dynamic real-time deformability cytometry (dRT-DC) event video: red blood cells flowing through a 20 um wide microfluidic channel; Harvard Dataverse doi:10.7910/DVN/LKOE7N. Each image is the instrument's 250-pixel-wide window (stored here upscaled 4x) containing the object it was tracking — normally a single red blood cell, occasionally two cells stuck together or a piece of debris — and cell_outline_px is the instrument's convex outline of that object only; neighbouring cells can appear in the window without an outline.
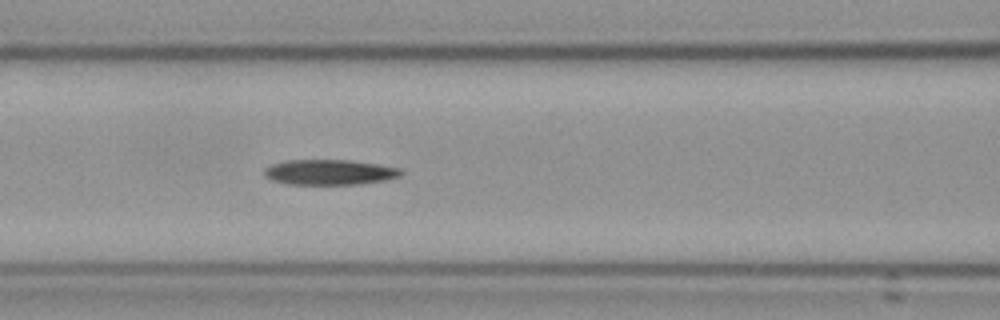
{"species": "Egyptian fruit bat (a non-hibernating species)", "species_latin": "Rousettus aegyptiacus", "temperature_condition": "cold", "stored_images_in_passage": 35, "camera_frame_rate_fps": 3000, "um_per_image_px": 0.085, "frame": {"image": 1, "passage_image": 11, "time_ms": 3.333, "image_size_px": [1000, 320], "cell_outline_px": [[404, 172], [400, 176], [384, 180], [356, 184], [288, 184], [272, 180], [264, 176], [264, 168], [272, 164], [284, 160], [352, 160], [380, 164], [400, 168]], "centroid_in_image_um": [28.0, 14.62], "position_along_channel_um": 138.6, "area_um2": 20.23}, "authors_computed_cell_mechanics": {"area_um2": 20.9814, "velocity_mm_per_s": 3.6207, "shape_relaxation_time_tau1_ms": 5.7544, "shape_relaxation_time_tau2_ms": null, "deformation_change_tau1": 0.108, "deformation_change_tau2": null}}